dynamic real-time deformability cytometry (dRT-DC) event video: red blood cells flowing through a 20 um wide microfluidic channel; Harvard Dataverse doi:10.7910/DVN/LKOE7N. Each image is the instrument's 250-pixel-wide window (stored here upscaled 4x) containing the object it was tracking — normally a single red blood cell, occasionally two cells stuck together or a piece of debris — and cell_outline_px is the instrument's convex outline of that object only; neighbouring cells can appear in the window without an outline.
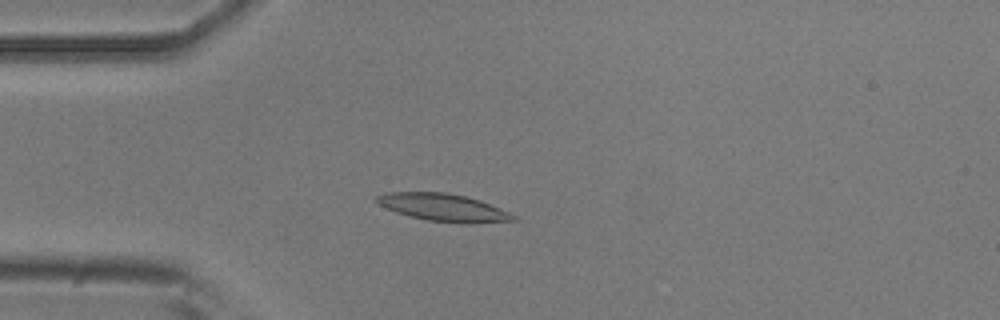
{"species": "common noctule bat (a hibernating species)", "species_latin": "Nyctalus noctula", "temperature_condition": "room temperature", "stored_images_in_passage": 52, "camera_frame_rate_fps": 3000, "um_per_image_px": 0.085, "animal": {"sex": "male", "body_mass_g": 20.5, "forearm_length_mm": 52.5}, "frame": {"image": 1, "passage_image": 14, "time_ms": 4.333, "image_size_px": [1000, 320], "cell_outline_px": [[520, 220], [472, 224], [464, 224], [428, 220], [408, 216], [396, 212], [380, 204], [376, 200], [376, 196], [388, 192], [444, 192], [464, 196], [480, 200], [500, 208], [516, 216]], "centroid_in_image_um": [37.75, 17.65], "position_along_channel_um": 47.3, "area_um2": 21.91}}
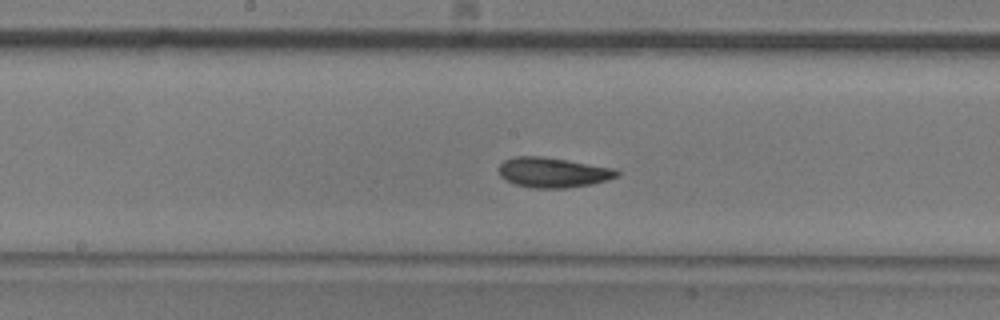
{"frame": {"image": 2, "passage_image": 27, "time_ms": 8.667, "image_size_px": [1000, 320], "cell_outline_px": [[620, 172], [616, 176], [608, 180], [592, 184], [564, 188], [532, 188], [516, 184], [500, 176], [500, 164], [504, 160], [516, 156], [540, 156], [616, 168]], "centroid_in_image_um": [47.03, 14.66], "position_along_channel_um": 201.2, "area_um2": 20.46}}
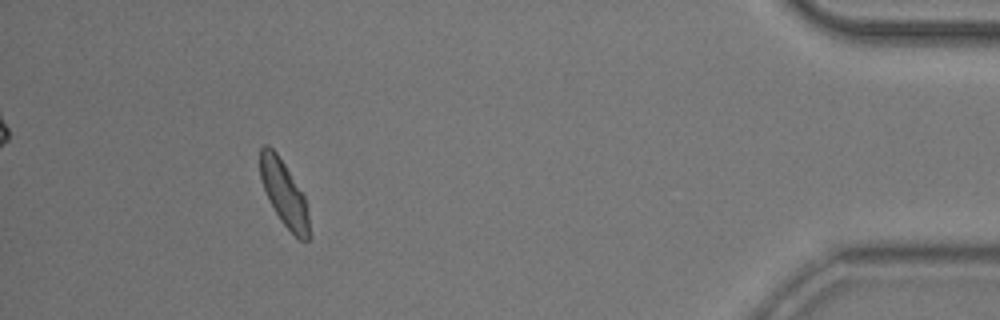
{"frame": {"image": 3, "passage_image": 48, "time_ms": 15.667, "image_size_px": [1000, 320], "cell_outline_px": [[308, 240], [300, 240], [280, 220], [268, 200], [260, 176], [260, 148], [264, 144], [268, 144], [276, 152], [284, 164], [304, 196], [308, 212]], "centroid_in_image_um": [24.11, 16.4], "position_along_channel_um": 411.1, "area_um2": 18.21}, "authors_computed_cell_mechanics": {"area_um2": 20.23, "velocity_mm_per_s": 3.8499, "shape_relaxation_time_tau1_ms": 3.2892, "shape_relaxation_time_tau2_ms": 2.9077, "deformation_change_tau1": 0.1367, "deformation_change_tau2": 0.0908}}